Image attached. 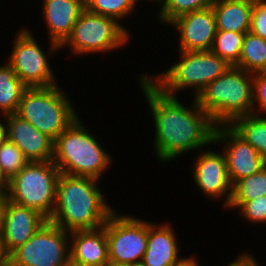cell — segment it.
I'll return each mask as SVG.
<instances>
[{
	"mask_svg": "<svg viewBox=\"0 0 266 266\" xmlns=\"http://www.w3.org/2000/svg\"><path fill=\"white\" fill-rule=\"evenodd\" d=\"M142 73L137 80L151 110L155 132L153 151L157 160L170 163L190 151L214 145L217 125L200 108L196 98L188 106L178 97L163 94Z\"/></svg>",
	"mask_w": 266,
	"mask_h": 266,
	"instance_id": "obj_1",
	"label": "cell"
},
{
	"mask_svg": "<svg viewBox=\"0 0 266 266\" xmlns=\"http://www.w3.org/2000/svg\"><path fill=\"white\" fill-rule=\"evenodd\" d=\"M99 181L60 173L49 221L68 232L102 227L116 209L106 201Z\"/></svg>",
	"mask_w": 266,
	"mask_h": 266,
	"instance_id": "obj_2",
	"label": "cell"
},
{
	"mask_svg": "<svg viewBox=\"0 0 266 266\" xmlns=\"http://www.w3.org/2000/svg\"><path fill=\"white\" fill-rule=\"evenodd\" d=\"M91 132L78 116L54 140L53 162L60 173L103 179L102 175L113 164L112 156L102 147L95 133Z\"/></svg>",
	"mask_w": 266,
	"mask_h": 266,
	"instance_id": "obj_3",
	"label": "cell"
},
{
	"mask_svg": "<svg viewBox=\"0 0 266 266\" xmlns=\"http://www.w3.org/2000/svg\"><path fill=\"white\" fill-rule=\"evenodd\" d=\"M200 108L218 125H230L236 118L252 114L253 74L230 66L196 97Z\"/></svg>",
	"mask_w": 266,
	"mask_h": 266,
	"instance_id": "obj_4",
	"label": "cell"
},
{
	"mask_svg": "<svg viewBox=\"0 0 266 266\" xmlns=\"http://www.w3.org/2000/svg\"><path fill=\"white\" fill-rule=\"evenodd\" d=\"M178 62L160 73L144 74L163 94L178 97L191 89L194 98L231 65L212 51H180ZM178 94V95H177Z\"/></svg>",
	"mask_w": 266,
	"mask_h": 266,
	"instance_id": "obj_5",
	"label": "cell"
},
{
	"mask_svg": "<svg viewBox=\"0 0 266 266\" xmlns=\"http://www.w3.org/2000/svg\"><path fill=\"white\" fill-rule=\"evenodd\" d=\"M60 87H27L16 113L53 141L79 116L71 96Z\"/></svg>",
	"mask_w": 266,
	"mask_h": 266,
	"instance_id": "obj_6",
	"label": "cell"
},
{
	"mask_svg": "<svg viewBox=\"0 0 266 266\" xmlns=\"http://www.w3.org/2000/svg\"><path fill=\"white\" fill-rule=\"evenodd\" d=\"M60 170L53 161L28 162L8 181L9 201L40 212L50 219L56 202Z\"/></svg>",
	"mask_w": 266,
	"mask_h": 266,
	"instance_id": "obj_7",
	"label": "cell"
},
{
	"mask_svg": "<svg viewBox=\"0 0 266 266\" xmlns=\"http://www.w3.org/2000/svg\"><path fill=\"white\" fill-rule=\"evenodd\" d=\"M129 28L117 20L84 9L75 22L72 34L60 47L73 56L109 53L122 49L131 38Z\"/></svg>",
	"mask_w": 266,
	"mask_h": 266,
	"instance_id": "obj_8",
	"label": "cell"
},
{
	"mask_svg": "<svg viewBox=\"0 0 266 266\" xmlns=\"http://www.w3.org/2000/svg\"><path fill=\"white\" fill-rule=\"evenodd\" d=\"M29 27H22L13 39L11 52L6 61L11 65L19 79L27 87H47L57 85L58 79L50 65L60 46L48 40V49L42 48Z\"/></svg>",
	"mask_w": 266,
	"mask_h": 266,
	"instance_id": "obj_9",
	"label": "cell"
},
{
	"mask_svg": "<svg viewBox=\"0 0 266 266\" xmlns=\"http://www.w3.org/2000/svg\"><path fill=\"white\" fill-rule=\"evenodd\" d=\"M70 262V232L49 220L8 256V266H66Z\"/></svg>",
	"mask_w": 266,
	"mask_h": 266,
	"instance_id": "obj_10",
	"label": "cell"
},
{
	"mask_svg": "<svg viewBox=\"0 0 266 266\" xmlns=\"http://www.w3.org/2000/svg\"><path fill=\"white\" fill-rule=\"evenodd\" d=\"M109 262L130 265L143 260L147 249L148 221L115 210L105 223Z\"/></svg>",
	"mask_w": 266,
	"mask_h": 266,
	"instance_id": "obj_11",
	"label": "cell"
},
{
	"mask_svg": "<svg viewBox=\"0 0 266 266\" xmlns=\"http://www.w3.org/2000/svg\"><path fill=\"white\" fill-rule=\"evenodd\" d=\"M214 145L222 147L228 177L232 185L236 181L253 175L266 167V161L259 152L229 125H218L216 127Z\"/></svg>",
	"mask_w": 266,
	"mask_h": 266,
	"instance_id": "obj_12",
	"label": "cell"
},
{
	"mask_svg": "<svg viewBox=\"0 0 266 266\" xmlns=\"http://www.w3.org/2000/svg\"><path fill=\"white\" fill-rule=\"evenodd\" d=\"M208 149L197 152L190 173L199 192L202 191L208 199L222 200V206L226 209L232 196V184L228 177L225 156L222 150L219 152Z\"/></svg>",
	"mask_w": 266,
	"mask_h": 266,
	"instance_id": "obj_13",
	"label": "cell"
},
{
	"mask_svg": "<svg viewBox=\"0 0 266 266\" xmlns=\"http://www.w3.org/2000/svg\"><path fill=\"white\" fill-rule=\"evenodd\" d=\"M167 26L178 33V50L211 51L217 33L212 6L180 15Z\"/></svg>",
	"mask_w": 266,
	"mask_h": 266,
	"instance_id": "obj_14",
	"label": "cell"
},
{
	"mask_svg": "<svg viewBox=\"0 0 266 266\" xmlns=\"http://www.w3.org/2000/svg\"><path fill=\"white\" fill-rule=\"evenodd\" d=\"M47 221L48 219L37 210L9 201L2 234L7 255L27 242Z\"/></svg>",
	"mask_w": 266,
	"mask_h": 266,
	"instance_id": "obj_15",
	"label": "cell"
},
{
	"mask_svg": "<svg viewBox=\"0 0 266 266\" xmlns=\"http://www.w3.org/2000/svg\"><path fill=\"white\" fill-rule=\"evenodd\" d=\"M7 139L31 161H53L54 141L16 113L6 115Z\"/></svg>",
	"mask_w": 266,
	"mask_h": 266,
	"instance_id": "obj_16",
	"label": "cell"
},
{
	"mask_svg": "<svg viewBox=\"0 0 266 266\" xmlns=\"http://www.w3.org/2000/svg\"><path fill=\"white\" fill-rule=\"evenodd\" d=\"M41 4L48 40L61 47L72 34L75 22L85 9L84 0H42Z\"/></svg>",
	"mask_w": 266,
	"mask_h": 266,
	"instance_id": "obj_17",
	"label": "cell"
},
{
	"mask_svg": "<svg viewBox=\"0 0 266 266\" xmlns=\"http://www.w3.org/2000/svg\"><path fill=\"white\" fill-rule=\"evenodd\" d=\"M70 261L81 266L110 263L105 224L97 229L70 232Z\"/></svg>",
	"mask_w": 266,
	"mask_h": 266,
	"instance_id": "obj_18",
	"label": "cell"
},
{
	"mask_svg": "<svg viewBox=\"0 0 266 266\" xmlns=\"http://www.w3.org/2000/svg\"><path fill=\"white\" fill-rule=\"evenodd\" d=\"M176 232L170 223L148 221L147 249L143 257L147 266H171L182 257Z\"/></svg>",
	"mask_w": 266,
	"mask_h": 266,
	"instance_id": "obj_19",
	"label": "cell"
},
{
	"mask_svg": "<svg viewBox=\"0 0 266 266\" xmlns=\"http://www.w3.org/2000/svg\"><path fill=\"white\" fill-rule=\"evenodd\" d=\"M252 7L253 0H215L212 9L217 30L249 32Z\"/></svg>",
	"mask_w": 266,
	"mask_h": 266,
	"instance_id": "obj_20",
	"label": "cell"
},
{
	"mask_svg": "<svg viewBox=\"0 0 266 266\" xmlns=\"http://www.w3.org/2000/svg\"><path fill=\"white\" fill-rule=\"evenodd\" d=\"M0 65V114L17 113L22 94L27 86L19 79L11 65Z\"/></svg>",
	"mask_w": 266,
	"mask_h": 266,
	"instance_id": "obj_21",
	"label": "cell"
},
{
	"mask_svg": "<svg viewBox=\"0 0 266 266\" xmlns=\"http://www.w3.org/2000/svg\"><path fill=\"white\" fill-rule=\"evenodd\" d=\"M229 126L250 143L266 161V115H243Z\"/></svg>",
	"mask_w": 266,
	"mask_h": 266,
	"instance_id": "obj_22",
	"label": "cell"
},
{
	"mask_svg": "<svg viewBox=\"0 0 266 266\" xmlns=\"http://www.w3.org/2000/svg\"><path fill=\"white\" fill-rule=\"evenodd\" d=\"M235 66L252 74L266 72V40L250 31L245 33L240 59Z\"/></svg>",
	"mask_w": 266,
	"mask_h": 266,
	"instance_id": "obj_23",
	"label": "cell"
},
{
	"mask_svg": "<svg viewBox=\"0 0 266 266\" xmlns=\"http://www.w3.org/2000/svg\"><path fill=\"white\" fill-rule=\"evenodd\" d=\"M260 196H266V167L232 185V196L226 210L234 209L236 211L245 201Z\"/></svg>",
	"mask_w": 266,
	"mask_h": 266,
	"instance_id": "obj_24",
	"label": "cell"
},
{
	"mask_svg": "<svg viewBox=\"0 0 266 266\" xmlns=\"http://www.w3.org/2000/svg\"><path fill=\"white\" fill-rule=\"evenodd\" d=\"M215 0H157L160 10L156 13L157 20L168 25L180 15L211 7Z\"/></svg>",
	"mask_w": 266,
	"mask_h": 266,
	"instance_id": "obj_25",
	"label": "cell"
},
{
	"mask_svg": "<svg viewBox=\"0 0 266 266\" xmlns=\"http://www.w3.org/2000/svg\"><path fill=\"white\" fill-rule=\"evenodd\" d=\"M141 0H84L85 9L106 17L113 18L123 25L133 11H136L138 2Z\"/></svg>",
	"mask_w": 266,
	"mask_h": 266,
	"instance_id": "obj_26",
	"label": "cell"
},
{
	"mask_svg": "<svg viewBox=\"0 0 266 266\" xmlns=\"http://www.w3.org/2000/svg\"><path fill=\"white\" fill-rule=\"evenodd\" d=\"M244 33L217 30L211 51L235 66L240 59Z\"/></svg>",
	"mask_w": 266,
	"mask_h": 266,
	"instance_id": "obj_27",
	"label": "cell"
},
{
	"mask_svg": "<svg viewBox=\"0 0 266 266\" xmlns=\"http://www.w3.org/2000/svg\"><path fill=\"white\" fill-rule=\"evenodd\" d=\"M28 162V159L14 142L6 139L0 144V170L8 181Z\"/></svg>",
	"mask_w": 266,
	"mask_h": 266,
	"instance_id": "obj_28",
	"label": "cell"
},
{
	"mask_svg": "<svg viewBox=\"0 0 266 266\" xmlns=\"http://www.w3.org/2000/svg\"><path fill=\"white\" fill-rule=\"evenodd\" d=\"M239 216L252 225H266V196L245 201L238 209Z\"/></svg>",
	"mask_w": 266,
	"mask_h": 266,
	"instance_id": "obj_29",
	"label": "cell"
},
{
	"mask_svg": "<svg viewBox=\"0 0 266 266\" xmlns=\"http://www.w3.org/2000/svg\"><path fill=\"white\" fill-rule=\"evenodd\" d=\"M256 115H266V72L253 74V109Z\"/></svg>",
	"mask_w": 266,
	"mask_h": 266,
	"instance_id": "obj_30",
	"label": "cell"
},
{
	"mask_svg": "<svg viewBox=\"0 0 266 266\" xmlns=\"http://www.w3.org/2000/svg\"><path fill=\"white\" fill-rule=\"evenodd\" d=\"M250 32L266 40V0H253Z\"/></svg>",
	"mask_w": 266,
	"mask_h": 266,
	"instance_id": "obj_31",
	"label": "cell"
},
{
	"mask_svg": "<svg viewBox=\"0 0 266 266\" xmlns=\"http://www.w3.org/2000/svg\"><path fill=\"white\" fill-rule=\"evenodd\" d=\"M226 266H261L256 257L250 253V251H244L239 253L238 257H235L232 262H229Z\"/></svg>",
	"mask_w": 266,
	"mask_h": 266,
	"instance_id": "obj_32",
	"label": "cell"
},
{
	"mask_svg": "<svg viewBox=\"0 0 266 266\" xmlns=\"http://www.w3.org/2000/svg\"><path fill=\"white\" fill-rule=\"evenodd\" d=\"M9 202V197L7 193H0V235L3 234L4 230V218L6 207Z\"/></svg>",
	"mask_w": 266,
	"mask_h": 266,
	"instance_id": "obj_33",
	"label": "cell"
},
{
	"mask_svg": "<svg viewBox=\"0 0 266 266\" xmlns=\"http://www.w3.org/2000/svg\"><path fill=\"white\" fill-rule=\"evenodd\" d=\"M171 266H200L199 260L194 256L184 257L182 256L179 260L174 262Z\"/></svg>",
	"mask_w": 266,
	"mask_h": 266,
	"instance_id": "obj_34",
	"label": "cell"
},
{
	"mask_svg": "<svg viewBox=\"0 0 266 266\" xmlns=\"http://www.w3.org/2000/svg\"><path fill=\"white\" fill-rule=\"evenodd\" d=\"M1 118H3V120ZM1 118H0V144H2L7 139V120H6V116L3 115V117L1 116Z\"/></svg>",
	"mask_w": 266,
	"mask_h": 266,
	"instance_id": "obj_35",
	"label": "cell"
},
{
	"mask_svg": "<svg viewBox=\"0 0 266 266\" xmlns=\"http://www.w3.org/2000/svg\"><path fill=\"white\" fill-rule=\"evenodd\" d=\"M0 266H8V255L3 247L2 235H0Z\"/></svg>",
	"mask_w": 266,
	"mask_h": 266,
	"instance_id": "obj_36",
	"label": "cell"
},
{
	"mask_svg": "<svg viewBox=\"0 0 266 266\" xmlns=\"http://www.w3.org/2000/svg\"><path fill=\"white\" fill-rule=\"evenodd\" d=\"M7 192H8V180L1 173V170H0V193H7Z\"/></svg>",
	"mask_w": 266,
	"mask_h": 266,
	"instance_id": "obj_37",
	"label": "cell"
},
{
	"mask_svg": "<svg viewBox=\"0 0 266 266\" xmlns=\"http://www.w3.org/2000/svg\"><path fill=\"white\" fill-rule=\"evenodd\" d=\"M129 266H147L143 260L135 262L134 264H130Z\"/></svg>",
	"mask_w": 266,
	"mask_h": 266,
	"instance_id": "obj_38",
	"label": "cell"
},
{
	"mask_svg": "<svg viewBox=\"0 0 266 266\" xmlns=\"http://www.w3.org/2000/svg\"><path fill=\"white\" fill-rule=\"evenodd\" d=\"M106 266H129V265H117V264L109 263V264L106 265Z\"/></svg>",
	"mask_w": 266,
	"mask_h": 266,
	"instance_id": "obj_39",
	"label": "cell"
},
{
	"mask_svg": "<svg viewBox=\"0 0 266 266\" xmlns=\"http://www.w3.org/2000/svg\"><path fill=\"white\" fill-rule=\"evenodd\" d=\"M66 266H81V265H77V264L72 263V262L70 261Z\"/></svg>",
	"mask_w": 266,
	"mask_h": 266,
	"instance_id": "obj_40",
	"label": "cell"
}]
</instances>
